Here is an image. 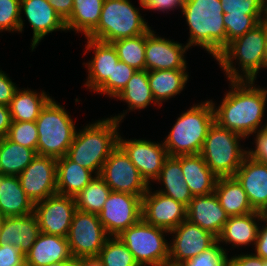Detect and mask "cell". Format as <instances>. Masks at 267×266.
Here are the masks:
<instances>
[{"label": "cell", "mask_w": 267, "mask_h": 266, "mask_svg": "<svg viewBox=\"0 0 267 266\" xmlns=\"http://www.w3.org/2000/svg\"><path fill=\"white\" fill-rule=\"evenodd\" d=\"M112 44L117 51L119 61L126 63L137 71L145 70L146 33L119 39Z\"/></svg>", "instance_id": "8d00e7d4"}, {"label": "cell", "mask_w": 267, "mask_h": 266, "mask_svg": "<svg viewBox=\"0 0 267 266\" xmlns=\"http://www.w3.org/2000/svg\"><path fill=\"white\" fill-rule=\"evenodd\" d=\"M125 113L86 125L75 133L66 156L78 165L100 175L109 155L118 147L119 124Z\"/></svg>", "instance_id": "7a4b0ae2"}, {"label": "cell", "mask_w": 267, "mask_h": 266, "mask_svg": "<svg viewBox=\"0 0 267 266\" xmlns=\"http://www.w3.org/2000/svg\"><path fill=\"white\" fill-rule=\"evenodd\" d=\"M264 68H267V36H266V46L264 51Z\"/></svg>", "instance_id": "9f6ffc18"}, {"label": "cell", "mask_w": 267, "mask_h": 266, "mask_svg": "<svg viewBox=\"0 0 267 266\" xmlns=\"http://www.w3.org/2000/svg\"><path fill=\"white\" fill-rule=\"evenodd\" d=\"M224 13L229 15H267L265 0H220Z\"/></svg>", "instance_id": "b9f144b4"}, {"label": "cell", "mask_w": 267, "mask_h": 266, "mask_svg": "<svg viewBox=\"0 0 267 266\" xmlns=\"http://www.w3.org/2000/svg\"><path fill=\"white\" fill-rule=\"evenodd\" d=\"M111 192L104 179L95 175L90 183L76 196V208L79 211L98 214Z\"/></svg>", "instance_id": "d590c367"}, {"label": "cell", "mask_w": 267, "mask_h": 266, "mask_svg": "<svg viewBox=\"0 0 267 266\" xmlns=\"http://www.w3.org/2000/svg\"><path fill=\"white\" fill-rule=\"evenodd\" d=\"M266 19L267 15H229V13H224L227 44L243 36Z\"/></svg>", "instance_id": "f35d334b"}, {"label": "cell", "mask_w": 267, "mask_h": 266, "mask_svg": "<svg viewBox=\"0 0 267 266\" xmlns=\"http://www.w3.org/2000/svg\"><path fill=\"white\" fill-rule=\"evenodd\" d=\"M267 36V20L262 21L243 36L227 44L215 58L226 73L228 81H255L258 71L264 68V51ZM234 59L239 60L243 75L233 65ZM238 71V72H237ZM245 78V79H244Z\"/></svg>", "instance_id": "277c9868"}, {"label": "cell", "mask_w": 267, "mask_h": 266, "mask_svg": "<svg viewBox=\"0 0 267 266\" xmlns=\"http://www.w3.org/2000/svg\"><path fill=\"white\" fill-rule=\"evenodd\" d=\"M6 137L13 143L37 152L38 129L36 122L11 121Z\"/></svg>", "instance_id": "ab89813d"}, {"label": "cell", "mask_w": 267, "mask_h": 266, "mask_svg": "<svg viewBox=\"0 0 267 266\" xmlns=\"http://www.w3.org/2000/svg\"><path fill=\"white\" fill-rule=\"evenodd\" d=\"M142 197L130 193L111 191L99 220L107 234L119 236L142 218Z\"/></svg>", "instance_id": "8fae6325"}, {"label": "cell", "mask_w": 267, "mask_h": 266, "mask_svg": "<svg viewBox=\"0 0 267 266\" xmlns=\"http://www.w3.org/2000/svg\"><path fill=\"white\" fill-rule=\"evenodd\" d=\"M38 129L37 155L56 159L67 154L76 129L65 108L51 99L35 121Z\"/></svg>", "instance_id": "52a82bcc"}, {"label": "cell", "mask_w": 267, "mask_h": 266, "mask_svg": "<svg viewBox=\"0 0 267 266\" xmlns=\"http://www.w3.org/2000/svg\"><path fill=\"white\" fill-rule=\"evenodd\" d=\"M109 237L98 214L77 210L66 238L73 258L78 260L97 257Z\"/></svg>", "instance_id": "30bf717a"}, {"label": "cell", "mask_w": 267, "mask_h": 266, "mask_svg": "<svg viewBox=\"0 0 267 266\" xmlns=\"http://www.w3.org/2000/svg\"><path fill=\"white\" fill-rule=\"evenodd\" d=\"M263 266H267V260H263Z\"/></svg>", "instance_id": "91938a15"}, {"label": "cell", "mask_w": 267, "mask_h": 266, "mask_svg": "<svg viewBox=\"0 0 267 266\" xmlns=\"http://www.w3.org/2000/svg\"><path fill=\"white\" fill-rule=\"evenodd\" d=\"M234 177L242 185L254 211H267V164L246 156Z\"/></svg>", "instance_id": "ffe728a7"}, {"label": "cell", "mask_w": 267, "mask_h": 266, "mask_svg": "<svg viewBox=\"0 0 267 266\" xmlns=\"http://www.w3.org/2000/svg\"><path fill=\"white\" fill-rule=\"evenodd\" d=\"M4 220H5V216H2V215L0 214V233H1V231H2V227H3V224H4Z\"/></svg>", "instance_id": "6f0895ef"}, {"label": "cell", "mask_w": 267, "mask_h": 266, "mask_svg": "<svg viewBox=\"0 0 267 266\" xmlns=\"http://www.w3.org/2000/svg\"><path fill=\"white\" fill-rule=\"evenodd\" d=\"M186 0H147L144 9L157 11H170L172 8L180 7L183 10Z\"/></svg>", "instance_id": "c3c4849f"}, {"label": "cell", "mask_w": 267, "mask_h": 266, "mask_svg": "<svg viewBox=\"0 0 267 266\" xmlns=\"http://www.w3.org/2000/svg\"><path fill=\"white\" fill-rule=\"evenodd\" d=\"M230 91L218 108L214 106L215 122L241 136L255 134L263 120L267 90L255 87V81L232 80Z\"/></svg>", "instance_id": "6da1fadb"}, {"label": "cell", "mask_w": 267, "mask_h": 266, "mask_svg": "<svg viewBox=\"0 0 267 266\" xmlns=\"http://www.w3.org/2000/svg\"><path fill=\"white\" fill-rule=\"evenodd\" d=\"M169 233L176 236H173L175 239L169 245L168 266H179L185 260L196 257L217 242L216 236L187 219Z\"/></svg>", "instance_id": "4fadbf2b"}, {"label": "cell", "mask_w": 267, "mask_h": 266, "mask_svg": "<svg viewBox=\"0 0 267 266\" xmlns=\"http://www.w3.org/2000/svg\"><path fill=\"white\" fill-rule=\"evenodd\" d=\"M100 176L111 191L130 193L143 197L150 185L118 146L106 159Z\"/></svg>", "instance_id": "7c38bea8"}, {"label": "cell", "mask_w": 267, "mask_h": 266, "mask_svg": "<svg viewBox=\"0 0 267 266\" xmlns=\"http://www.w3.org/2000/svg\"><path fill=\"white\" fill-rule=\"evenodd\" d=\"M18 178L33 204L43 201L57 194V159L37 155Z\"/></svg>", "instance_id": "5bb4252c"}, {"label": "cell", "mask_w": 267, "mask_h": 266, "mask_svg": "<svg viewBox=\"0 0 267 266\" xmlns=\"http://www.w3.org/2000/svg\"><path fill=\"white\" fill-rule=\"evenodd\" d=\"M214 122L212 100L193 105L182 113L163 142L168 156L200 154Z\"/></svg>", "instance_id": "5b68a950"}, {"label": "cell", "mask_w": 267, "mask_h": 266, "mask_svg": "<svg viewBox=\"0 0 267 266\" xmlns=\"http://www.w3.org/2000/svg\"><path fill=\"white\" fill-rule=\"evenodd\" d=\"M49 3L64 22L70 18L73 11V0H49Z\"/></svg>", "instance_id": "f907efd6"}, {"label": "cell", "mask_w": 267, "mask_h": 266, "mask_svg": "<svg viewBox=\"0 0 267 266\" xmlns=\"http://www.w3.org/2000/svg\"><path fill=\"white\" fill-rule=\"evenodd\" d=\"M46 266H78V260L72 257L71 259L51 263Z\"/></svg>", "instance_id": "11a10c76"}, {"label": "cell", "mask_w": 267, "mask_h": 266, "mask_svg": "<svg viewBox=\"0 0 267 266\" xmlns=\"http://www.w3.org/2000/svg\"><path fill=\"white\" fill-rule=\"evenodd\" d=\"M157 181L164 184L165 189L156 190L166 196L181 202L186 207L193 199V195L185 182L181 168V155L168 156L162 166Z\"/></svg>", "instance_id": "83f0119b"}, {"label": "cell", "mask_w": 267, "mask_h": 266, "mask_svg": "<svg viewBox=\"0 0 267 266\" xmlns=\"http://www.w3.org/2000/svg\"><path fill=\"white\" fill-rule=\"evenodd\" d=\"M219 244V242H216L206 251L196 257L185 260L179 266H226L228 257L226 249L224 250Z\"/></svg>", "instance_id": "7bdbcfd3"}, {"label": "cell", "mask_w": 267, "mask_h": 266, "mask_svg": "<svg viewBox=\"0 0 267 266\" xmlns=\"http://www.w3.org/2000/svg\"><path fill=\"white\" fill-rule=\"evenodd\" d=\"M156 36L151 29L146 33L145 70H180L186 69L184 53L189 46H185Z\"/></svg>", "instance_id": "d6986e66"}, {"label": "cell", "mask_w": 267, "mask_h": 266, "mask_svg": "<svg viewBox=\"0 0 267 266\" xmlns=\"http://www.w3.org/2000/svg\"><path fill=\"white\" fill-rule=\"evenodd\" d=\"M72 257L66 237L41 232L25 255V265L46 266Z\"/></svg>", "instance_id": "cb8c5ba5"}, {"label": "cell", "mask_w": 267, "mask_h": 266, "mask_svg": "<svg viewBox=\"0 0 267 266\" xmlns=\"http://www.w3.org/2000/svg\"><path fill=\"white\" fill-rule=\"evenodd\" d=\"M0 266H25V255L10 244H0Z\"/></svg>", "instance_id": "f6af8a7d"}, {"label": "cell", "mask_w": 267, "mask_h": 266, "mask_svg": "<svg viewBox=\"0 0 267 266\" xmlns=\"http://www.w3.org/2000/svg\"><path fill=\"white\" fill-rule=\"evenodd\" d=\"M45 92L17 89L9 105L12 121L35 122L41 110L52 99Z\"/></svg>", "instance_id": "1f68e13d"}, {"label": "cell", "mask_w": 267, "mask_h": 266, "mask_svg": "<svg viewBox=\"0 0 267 266\" xmlns=\"http://www.w3.org/2000/svg\"><path fill=\"white\" fill-rule=\"evenodd\" d=\"M118 146L129 157L148 185L150 181H156L168 157L163 142L159 144L144 139L124 140L119 135Z\"/></svg>", "instance_id": "e0dca14e"}, {"label": "cell", "mask_w": 267, "mask_h": 266, "mask_svg": "<svg viewBox=\"0 0 267 266\" xmlns=\"http://www.w3.org/2000/svg\"><path fill=\"white\" fill-rule=\"evenodd\" d=\"M86 39V49H94L95 54L93 60L86 64L89 74L85 85L96 93L113 97V70L119 62L117 51L112 43Z\"/></svg>", "instance_id": "2e32d148"}, {"label": "cell", "mask_w": 267, "mask_h": 266, "mask_svg": "<svg viewBox=\"0 0 267 266\" xmlns=\"http://www.w3.org/2000/svg\"><path fill=\"white\" fill-rule=\"evenodd\" d=\"M214 193L229 217L255 212L248 201L246 192L235 177L218 178Z\"/></svg>", "instance_id": "f546056e"}, {"label": "cell", "mask_w": 267, "mask_h": 266, "mask_svg": "<svg viewBox=\"0 0 267 266\" xmlns=\"http://www.w3.org/2000/svg\"><path fill=\"white\" fill-rule=\"evenodd\" d=\"M22 10L33 29L32 50L48 33L66 30L65 22L51 7L49 0H20V12Z\"/></svg>", "instance_id": "7402d4cb"}, {"label": "cell", "mask_w": 267, "mask_h": 266, "mask_svg": "<svg viewBox=\"0 0 267 266\" xmlns=\"http://www.w3.org/2000/svg\"><path fill=\"white\" fill-rule=\"evenodd\" d=\"M18 87L0 70V104L9 106Z\"/></svg>", "instance_id": "7dc6e473"}, {"label": "cell", "mask_w": 267, "mask_h": 266, "mask_svg": "<svg viewBox=\"0 0 267 266\" xmlns=\"http://www.w3.org/2000/svg\"><path fill=\"white\" fill-rule=\"evenodd\" d=\"M77 211L74 197L54 194L34 204L40 232L67 237Z\"/></svg>", "instance_id": "9a60e30c"}, {"label": "cell", "mask_w": 267, "mask_h": 266, "mask_svg": "<svg viewBox=\"0 0 267 266\" xmlns=\"http://www.w3.org/2000/svg\"><path fill=\"white\" fill-rule=\"evenodd\" d=\"M37 156L33 149L13 143L7 137L0 140V173L19 176Z\"/></svg>", "instance_id": "d6a6232c"}, {"label": "cell", "mask_w": 267, "mask_h": 266, "mask_svg": "<svg viewBox=\"0 0 267 266\" xmlns=\"http://www.w3.org/2000/svg\"><path fill=\"white\" fill-rule=\"evenodd\" d=\"M140 1V6H141V8H143L144 7V3L147 1V0H139Z\"/></svg>", "instance_id": "680465c9"}, {"label": "cell", "mask_w": 267, "mask_h": 266, "mask_svg": "<svg viewBox=\"0 0 267 266\" xmlns=\"http://www.w3.org/2000/svg\"><path fill=\"white\" fill-rule=\"evenodd\" d=\"M73 11L65 22L66 31L84 32L87 37L98 25L104 0H73Z\"/></svg>", "instance_id": "836d02e7"}, {"label": "cell", "mask_w": 267, "mask_h": 266, "mask_svg": "<svg viewBox=\"0 0 267 266\" xmlns=\"http://www.w3.org/2000/svg\"><path fill=\"white\" fill-rule=\"evenodd\" d=\"M164 233L169 231L150 225L141 218L118 237L139 266H168L169 243Z\"/></svg>", "instance_id": "9c48e42d"}, {"label": "cell", "mask_w": 267, "mask_h": 266, "mask_svg": "<svg viewBox=\"0 0 267 266\" xmlns=\"http://www.w3.org/2000/svg\"><path fill=\"white\" fill-rule=\"evenodd\" d=\"M243 136L220 127L216 122L209 128L200 155L218 177H234L240 168L247 150L241 149ZM240 139V140H239Z\"/></svg>", "instance_id": "ba28073f"}, {"label": "cell", "mask_w": 267, "mask_h": 266, "mask_svg": "<svg viewBox=\"0 0 267 266\" xmlns=\"http://www.w3.org/2000/svg\"><path fill=\"white\" fill-rule=\"evenodd\" d=\"M9 106L0 104V136L6 137L11 125Z\"/></svg>", "instance_id": "f5cc1de1"}, {"label": "cell", "mask_w": 267, "mask_h": 266, "mask_svg": "<svg viewBox=\"0 0 267 266\" xmlns=\"http://www.w3.org/2000/svg\"><path fill=\"white\" fill-rule=\"evenodd\" d=\"M226 266H263V259L258 257L255 253L246 255L240 254L232 258L227 257Z\"/></svg>", "instance_id": "681fc988"}, {"label": "cell", "mask_w": 267, "mask_h": 266, "mask_svg": "<svg viewBox=\"0 0 267 266\" xmlns=\"http://www.w3.org/2000/svg\"><path fill=\"white\" fill-rule=\"evenodd\" d=\"M228 217L215 193L194 196L186 207V219L216 237L220 235Z\"/></svg>", "instance_id": "44dd1931"}, {"label": "cell", "mask_w": 267, "mask_h": 266, "mask_svg": "<svg viewBox=\"0 0 267 266\" xmlns=\"http://www.w3.org/2000/svg\"><path fill=\"white\" fill-rule=\"evenodd\" d=\"M263 221L267 223V219L264 217ZM255 251L258 257H261L263 260H267V224L264 228H259L258 236L255 243Z\"/></svg>", "instance_id": "816d5d0a"}, {"label": "cell", "mask_w": 267, "mask_h": 266, "mask_svg": "<svg viewBox=\"0 0 267 266\" xmlns=\"http://www.w3.org/2000/svg\"><path fill=\"white\" fill-rule=\"evenodd\" d=\"M20 0H0V31H23Z\"/></svg>", "instance_id": "60d3db41"}, {"label": "cell", "mask_w": 267, "mask_h": 266, "mask_svg": "<svg viewBox=\"0 0 267 266\" xmlns=\"http://www.w3.org/2000/svg\"><path fill=\"white\" fill-rule=\"evenodd\" d=\"M186 70L148 71L149 86L158 106L162 104V101H166L183 91L189 78Z\"/></svg>", "instance_id": "4dcf8cb0"}, {"label": "cell", "mask_w": 267, "mask_h": 266, "mask_svg": "<svg viewBox=\"0 0 267 266\" xmlns=\"http://www.w3.org/2000/svg\"><path fill=\"white\" fill-rule=\"evenodd\" d=\"M78 266H103L98 257L78 259Z\"/></svg>", "instance_id": "db71d44e"}, {"label": "cell", "mask_w": 267, "mask_h": 266, "mask_svg": "<svg viewBox=\"0 0 267 266\" xmlns=\"http://www.w3.org/2000/svg\"><path fill=\"white\" fill-rule=\"evenodd\" d=\"M37 216L5 217L0 233V244H10L26 255L40 234Z\"/></svg>", "instance_id": "603a6c76"}, {"label": "cell", "mask_w": 267, "mask_h": 266, "mask_svg": "<svg viewBox=\"0 0 267 266\" xmlns=\"http://www.w3.org/2000/svg\"><path fill=\"white\" fill-rule=\"evenodd\" d=\"M255 133H257L255 149L248 150L247 156L257 162L267 164V123L266 125H262L261 129L257 130Z\"/></svg>", "instance_id": "bcb514c9"}, {"label": "cell", "mask_w": 267, "mask_h": 266, "mask_svg": "<svg viewBox=\"0 0 267 266\" xmlns=\"http://www.w3.org/2000/svg\"><path fill=\"white\" fill-rule=\"evenodd\" d=\"M115 98L126 101L129 110L147 108L152 102L157 104L149 86L148 71H137Z\"/></svg>", "instance_id": "e575fe53"}, {"label": "cell", "mask_w": 267, "mask_h": 266, "mask_svg": "<svg viewBox=\"0 0 267 266\" xmlns=\"http://www.w3.org/2000/svg\"><path fill=\"white\" fill-rule=\"evenodd\" d=\"M150 187L142 197V219L167 231L175 229L186 220V206L158 191L152 193Z\"/></svg>", "instance_id": "ac0fdd59"}, {"label": "cell", "mask_w": 267, "mask_h": 266, "mask_svg": "<svg viewBox=\"0 0 267 266\" xmlns=\"http://www.w3.org/2000/svg\"><path fill=\"white\" fill-rule=\"evenodd\" d=\"M137 72L124 62L119 61L113 70V98H115L127 85V82Z\"/></svg>", "instance_id": "ee69618b"}, {"label": "cell", "mask_w": 267, "mask_h": 266, "mask_svg": "<svg viewBox=\"0 0 267 266\" xmlns=\"http://www.w3.org/2000/svg\"><path fill=\"white\" fill-rule=\"evenodd\" d=\"M189 26V46L199 45L216 58L227 46L220 0H186L182 10Z\"/></svg>", "instance_id": "3957f363"}, {"label": "cell", "mask_w": 267, "mask_h": 266, "mask_svg": "<svg viewBox=\"0 0 267 266\" xmlns=\"http://www.w3.org/2000/svg\"><path fill=\"white\" fill-rule=\"evenodd\" d=\"M97 257L103 266H139L118 236H110Z\"/></svg>", "instance_id": "74e56055"}, {"label": "cell", "mask_w": 267, "mask_h": 266, "mask_svg": "<svg viewBox=\"0 0 267 266\" xmlns=\"http://www.w3.org/2000/svg\"><path fill=\"white\" fill-rule=\"evenodd\" d=\"M34 213V204L21 187L18 176L0 173V214L5 217Z\"/></svg>", "instance_id": "484cf974"}, {"label": "cell", "mask_w": 267, "mask_h": 266, "mask_svg": "<svg viewBox=\"0 0 267 266\" xmlns=\"http://www.w3.org/2000/svg\"><path fill=\"white\" fill-rule=\"evenodd\" d=\"M181 168L193 197L214 193L218 177L207 166L200 154L181 155Z\"/></svg>", "instance_id": "d4e9b609"}, {"label": "cell", "mask_w": 267, "mask_h": 266, "mask_svg": "<svg viewBox=\"0 0 267 266\" xmlns=\"http://www.w3.org/2000/svg\"><path fill=\"white\" fill-rule=\"evenodd\" d=\"M89 169L71 161L66 155L57 159V194L76 197L94 178Z\"/></svg>", "instance_id": "f1b7e54d"}, {"label": "cell", "mask_w": 267, "mask_h": 266, "mask_svg": "<svg viewBox=\"0 0 267 266\" xmlns=\"http://www.w3.org/2000/svg\"><path fill=\"white\" fill-rule=\"evenodd\" d=\"M150 29L130 0H104L100 21L86 38L112 43L147 33Z\"/></svg>", "instance_id": "8992f818"}, {"label": "cell", "mask_w": 267, "mask_h": 266, "mask_svg": "<svg viewBox=\"0 0 267 266\" xmlns=\"http://www.w3.org/2000/svg\"><path fill=\"white\" fill-rule=\"evenodd\" d=\"M264 217L263 213L257 211L246 215L228 217L220 235L217 237V242L229 243L233 247L246 246L251 243L255 245L259 230L256 218L258 221H263Z\"/></svg>", "instance_id": "4316f807"}]
</instances>
